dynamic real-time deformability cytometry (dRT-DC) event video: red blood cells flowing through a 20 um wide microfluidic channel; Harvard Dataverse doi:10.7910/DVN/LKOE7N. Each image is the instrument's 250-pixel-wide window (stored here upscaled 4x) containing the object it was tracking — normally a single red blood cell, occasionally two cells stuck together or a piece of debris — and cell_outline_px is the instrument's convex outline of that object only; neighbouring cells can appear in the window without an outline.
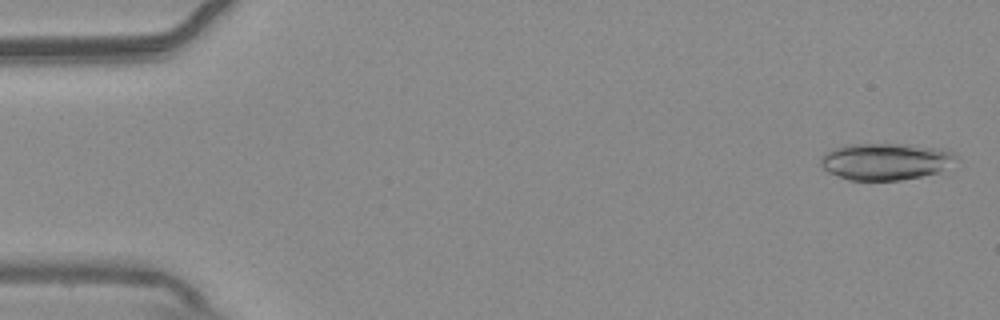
{"species": "common noctule bat (a hibernating species)", "species_latin": "Nyctalus noctula", "temperature_condition": "warm", "stored_images_in_passage": 54, "camera_frame_rate_fps": 3000, "um_per_image_px": 0.085, "animal": {"sex": "male", "body_mass_g": 20.4}, "frame": {"image": 1, "passage_image": 2, "time_ms": 0.333, "image_size_px": [1000, 320], "cell_outline_px": [[956, 156], [936, 172], [920, 176], [900, 180], [848, 180], [828, 172], [820, 164], [820, 160], [832, 148], [844, 144], [908, 144], [932, 148], [952, 152]], "centroid_in_image_um": [75.14, 13.72], "position_along_channel_um": 9.9, "area_um2": 28.26}}
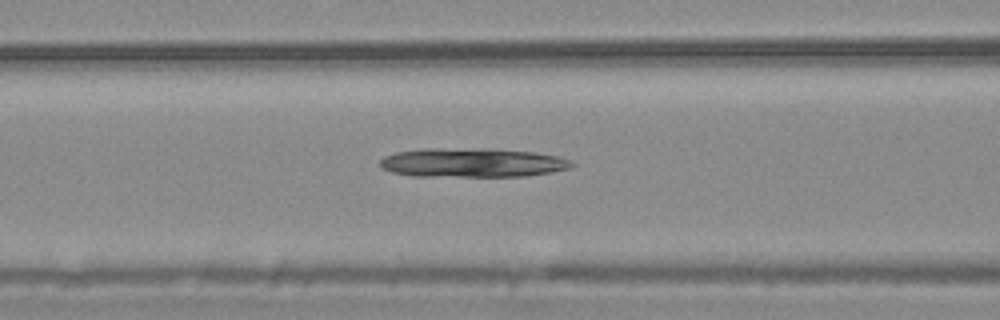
{"frame": {"image": 2, "passage_image": 22, "time_ms": 7.0, "image_size_px": [1000, 320], "cell_outline_px": [[576, 164], [572, 168], [552, 172], [528, 176], [412, 176], [392, 172], [384, 168], [380, 164], [380, 160], [384, 156], [396, 152], [420, 148], [488, 148], [532, 152], [556, 156], [572, 160]], "centroid_in_image_um": [40.17, 13.82], "position_along_channel_um": 126.4, "area_um2": 32.83}}
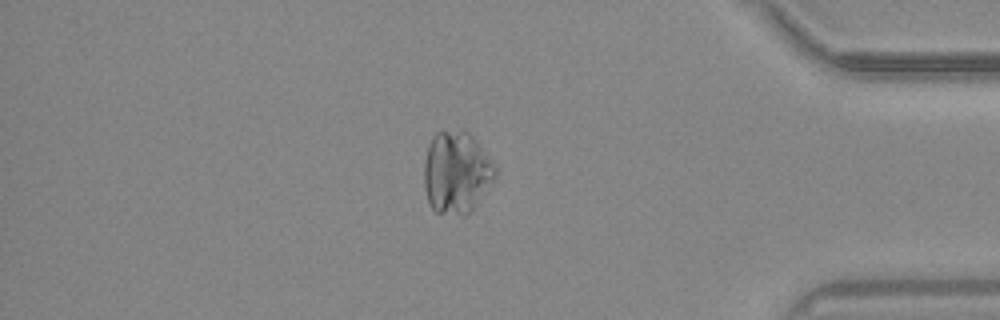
{"frame": {"image": 3, "passage_image": 46, "time_ms": 15.0, "image_size_px": [1000, 320], "cell_outline_px": [[496, 176], [472, 212], [464, 216], [436, 212], [432, 208], [428, 200], [424, 188], [424, 160], [428, 144], [432, 136], [436, 132], [468, 132], [476, 140], [496, 168]], "centroid_in_image_um": [38.78, 14.7], "position_along_channel_um": 396.4, "area_um2": 33.93}}